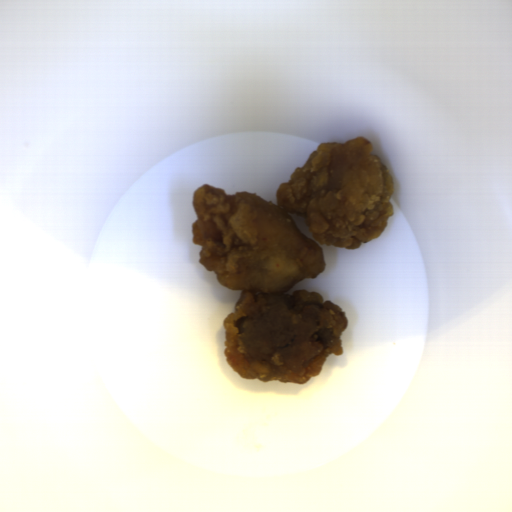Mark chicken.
Instances as JSON below:
<instances>
[{
	"mask_svg": "<svg viewBox=\"0 0 512 512\" xmlns=\"http://www.w3.org/2000/svg\"><path fill=\"white\" fill-rule=\"evenodd\" d=\"M373 149L362 136L323 142L279 185L276 203L207 183L192 194L199 264L225 288L241 291L223 320V352L243 378L305 384L330 355H343V309L315 291L287 293L324 271L319 244L357 250L384 233L394 215V179Z\"/></svg>",
	"mask_w": 512,
	"mask_h": 512,
	"instance_id": "1",
	"label": "chicken"
}]
</instances>
